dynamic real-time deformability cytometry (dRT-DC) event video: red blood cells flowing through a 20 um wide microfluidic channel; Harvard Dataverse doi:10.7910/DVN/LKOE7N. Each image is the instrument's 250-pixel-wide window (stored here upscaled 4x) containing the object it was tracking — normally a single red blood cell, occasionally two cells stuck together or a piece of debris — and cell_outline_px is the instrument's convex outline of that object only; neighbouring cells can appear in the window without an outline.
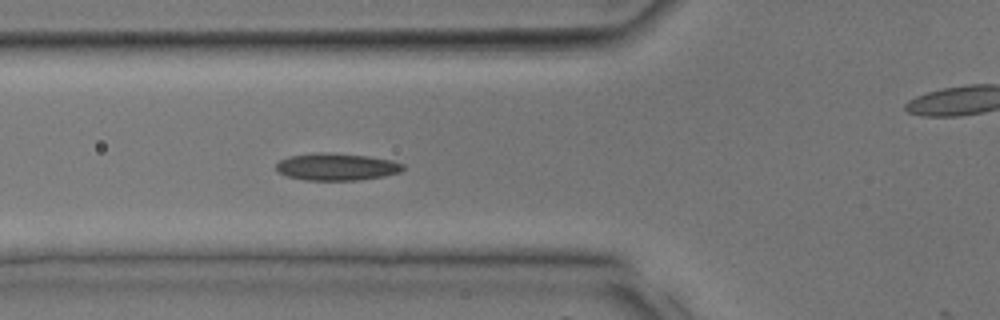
{"species": "common noctule bat (a hibernating species)", "species_latin": "Nyctalus noctula", "temperature_condition": "room temperature", "stored_images_in_passage": 14, "camera_frame_rate_fps": 3000, "um_per_image_px": 0.085, "animal": {"sex": "male", "body_mass_g": 17.9, "forearm_length_mm": 54.2}, "frame": {"image": 1, "passage_image": 13, "time_ms": 4.0, "image_size_px": [1000, 320], "cell_outline_px": [[404, 168], [400, 172], [380, 176], [356, 180], [308, 180], [288, 176], [280, 172], [276, 168], [276, 164], [280, 160], [288, 156], [320, 152], [332, 152], [368, 156], [392, 160], [404, 164]], "centroid_in_image_um": [28.61, 14.16], "position_along_channel_um": 97.2, "area_um2": 19.94}}